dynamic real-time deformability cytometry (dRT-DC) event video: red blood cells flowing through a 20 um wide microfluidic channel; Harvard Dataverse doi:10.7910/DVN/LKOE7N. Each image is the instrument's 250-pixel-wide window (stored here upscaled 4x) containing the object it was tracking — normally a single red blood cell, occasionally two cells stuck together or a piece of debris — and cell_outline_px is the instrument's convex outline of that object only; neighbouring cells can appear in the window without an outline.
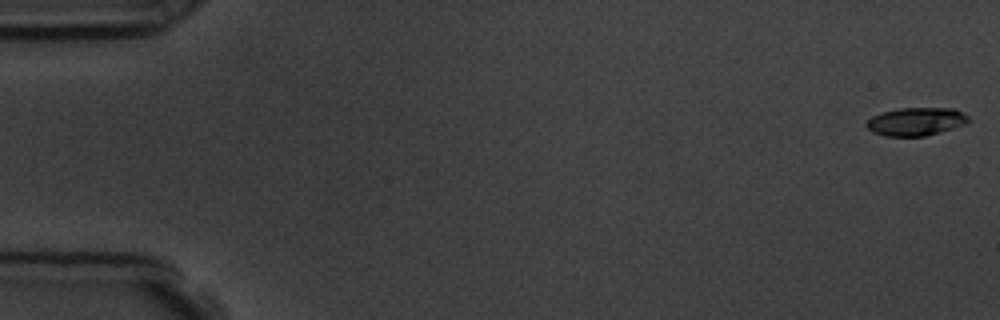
{"species": "common noctule bat (a hibernating species)", "species_latin": "Nyctalus noctula", "temperature_condition": "room temperature", "stored_images_in_passage": 9, "camera_frame_rate_fps": 3000, "um_per_image_px": 0.085, "animal": {"sex": "male", "body_mass_g": 19.5, "forearm_length_mm": 54.6}, "frame": {"image": 1, "passage_image": 1, "time_ms": 0.0, "image_size_px": [1000, 320], "cell_outline_px": [[968, 124], [924, 136], [884, 136], [872, 132], [864, 124], [872, 116], [880, 112], [900, 108], [952, 108], [968, 116]], "centroid_in_image_um": [77.82, 10.33], "position_along_channel_um": 7.2, "area_um2": 16.7}}